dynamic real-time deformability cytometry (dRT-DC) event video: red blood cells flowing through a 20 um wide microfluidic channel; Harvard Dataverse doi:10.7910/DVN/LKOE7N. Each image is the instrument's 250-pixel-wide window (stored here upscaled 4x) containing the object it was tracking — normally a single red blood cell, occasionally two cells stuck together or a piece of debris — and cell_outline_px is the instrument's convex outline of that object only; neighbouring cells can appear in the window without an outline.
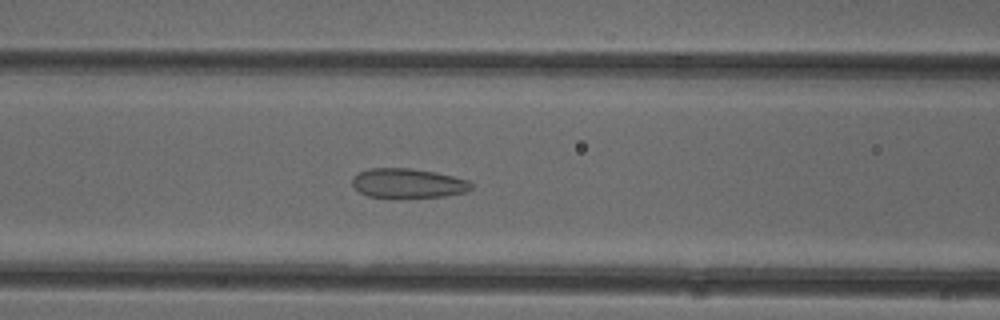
{"species": "common noctule bat (a hibernating species)", "species_latin": "Nyctalus noctula", "temperature_condition": "cold", "stored_images_in_passage": 50, "camera_frame_rate_fps": 3000, "um_per_image_px": 0.085, "animal": {"sex": "female"}, "frame": {"image": 1, "passage_image": 20, "time_ms": 6.333, "image_size_px": [1000, 320], "cell_outline_px": [[472, 188], [468, 192], [444, 196], [368, 196], [360, 192], [352, 184], [352, 180], [360, 172], [368, 168], [412, 168], [436, 172], [468, 180], [472, 184]], "centroid_in_image_um": [34.72, 15.55], "position_along_channel_um": 131.9, "area_um2": 20.0}}
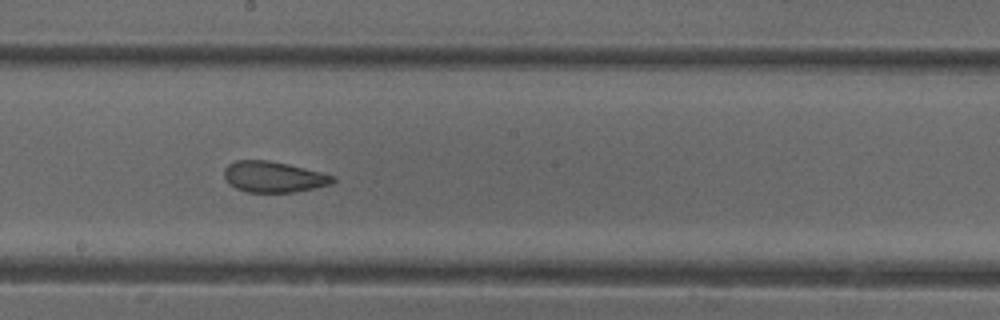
{"frame": {"image": 2, "passage_image": 27, "time_ms": 8.667, "image_size_px": [1000, 320], "cell_outline_px": [[336, 180], [332, 184], [292, 192], [248, 192], [236, 188], [224, 176], [224, 168], [228, 164], [236, 160], [268, 160], [288, 164], [336, 176]], "centroid_in_image_um": [23.26, 15.02], "position_along_channel_um": 224.9, "area_um2": 19.36}}
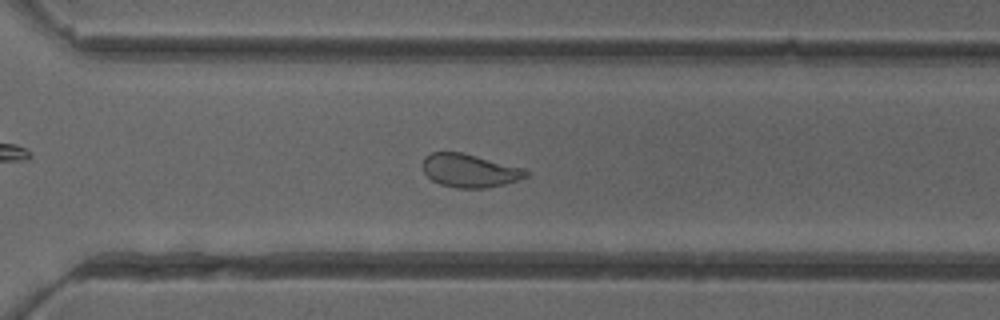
{"frame": {"image": 3, "passage_image": 35, "time_ms": 11.333, "image_size_px": [1000, 320], "cell_outline_px": [[528, 176], [520, 180], [488, 188], [456, 188], [440, 184], [432, 180], [424, 172], [420, 164], [424, 156], [432, 152], [464, 152], [520, 168], [528, 172]], "centroid_in_image_um": [39.86, 14.5], "position_along_channel_um": 330.7, "area_um2": 20.11}, "authors_computed_cell_mechanics": {"area_um2": 21.9929, "velocity_mm_per_s": 3.9845, "shape_relaxation_time_tau1_ms": null, "shape_relaxation_time_tau2_ms": 1.2788, "deformation_change_tau1": null, "deformation_change_tau2": 0.0772}}